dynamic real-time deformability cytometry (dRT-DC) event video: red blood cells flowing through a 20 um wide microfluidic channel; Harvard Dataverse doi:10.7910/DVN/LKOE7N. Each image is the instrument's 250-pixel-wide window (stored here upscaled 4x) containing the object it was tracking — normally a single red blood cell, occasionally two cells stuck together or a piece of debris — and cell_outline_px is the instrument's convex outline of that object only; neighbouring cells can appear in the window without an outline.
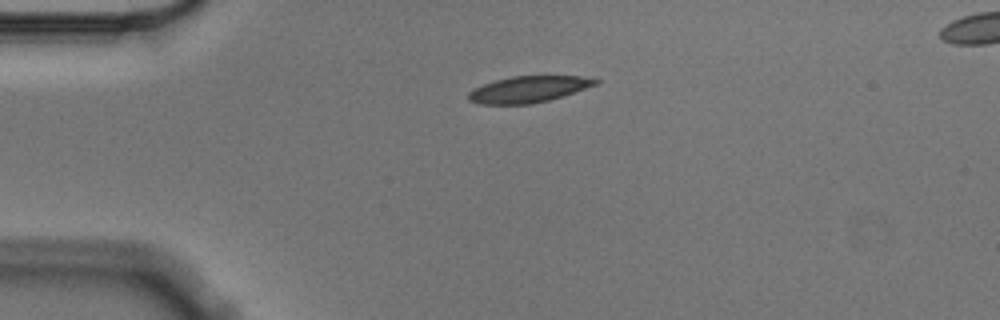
{"species": "Egyptian fruit bat (a non-hibernating species)", "species_latin": "Rousettus aegyptiacus", "temperature_condition": "cold", "stored_images_in_passage": 3, "segment_of_instrument_passage": [1, 2], "camera_frame_rate_fps": 3000, "um_per_image_px": 0.085, "animal": {"sex": "male"}, "frame": {"image": 1, "passage_image": 1, "time_ms": 0.0, "image_size_px": [1000, 320], "cell_outline_px": [[600, 80], [596, 84], [548, 100], [528, 104], [480, 104], [468, 100], [468, 92], [472, 88], [496, 80], [512, 76], [580, 76]], "centroid_in_image_um": [44.84, 7.59], "position_along_channel_um": 40.2, "area_um2": 19.13}}